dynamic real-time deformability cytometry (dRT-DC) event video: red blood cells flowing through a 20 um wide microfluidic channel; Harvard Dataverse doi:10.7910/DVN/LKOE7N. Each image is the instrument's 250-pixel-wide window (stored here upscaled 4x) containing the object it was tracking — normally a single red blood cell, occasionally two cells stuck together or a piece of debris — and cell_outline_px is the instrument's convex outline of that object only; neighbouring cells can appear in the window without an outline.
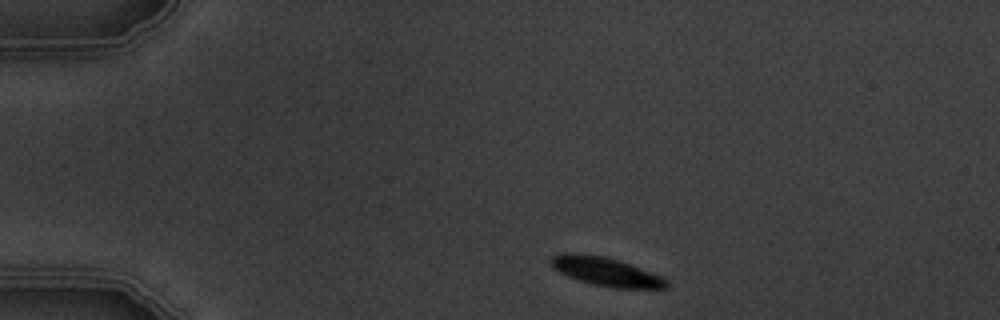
{"species": "common noctule bat (a hibernating species)", "species_latin": "Nyctalus noctula", "temperature_condition": "warm", "stored_images_in_passage": 4, "camera_frame_rate_fps": 3000, "um_per_image_px": 0.085, "animal": {"sex": "male", "body_mass_g": 19.5, "forearm_length_mm": 54.6}, "frame": {"image": 1, "passage_image": 1, "time_ms": 0.0, "image_size_px": [1000, 320], "cell_outline_px": [[668, 288], [612, 288], [592, 284], [576, 280], [552, 268], [548, 264], [548, 260], [552, 256], [560, 252], [572, 252], [604, 256], [620, 260], [660, 276], [668, 280]], "centroid_in_image_um": [51.42, 23.07], "position_along_channel_um": 33.6, "area_um2": 19.59}}